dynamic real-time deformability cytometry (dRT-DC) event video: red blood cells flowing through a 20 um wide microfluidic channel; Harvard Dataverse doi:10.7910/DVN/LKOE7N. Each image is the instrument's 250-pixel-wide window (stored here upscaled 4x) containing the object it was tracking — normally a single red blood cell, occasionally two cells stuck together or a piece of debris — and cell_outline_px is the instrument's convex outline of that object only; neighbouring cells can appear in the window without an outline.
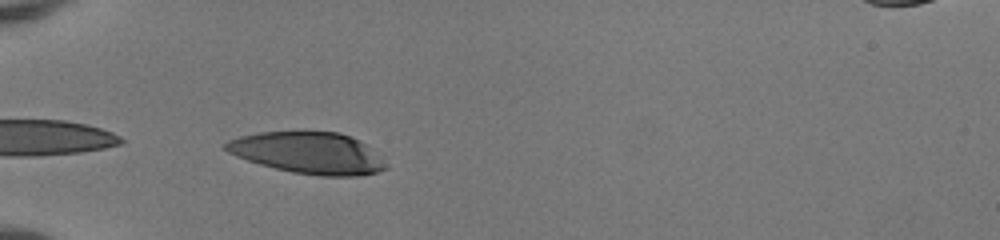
{"species": "human", "species_latin": "Homo sapiens", "temperature_condition": "room temperature", "stored_images_in_passage": 33, "camera_frame_rate_fps": 3000, "um_per_image_px": 0.085, "donor": {"sex": "female"}, "frame": {"image": 1, "passage_image": 1, "time_ms": 0.0, "image_size_px": [1000, 240], "cell_outline_px": [[388, 168], [376, 172], [360, 176], [320, 176], [292, 172], [260, 164], [236, 156], [228, 152], [224, 148], [224, 144], [228, 140], [240, 136], [260, 132], [340, 132], [352, 136], [360, 140]], "centroid_in_image_um": [26.15, 13.0], "position_along_channel_um": 58.8, "area_um2": 38.26}}
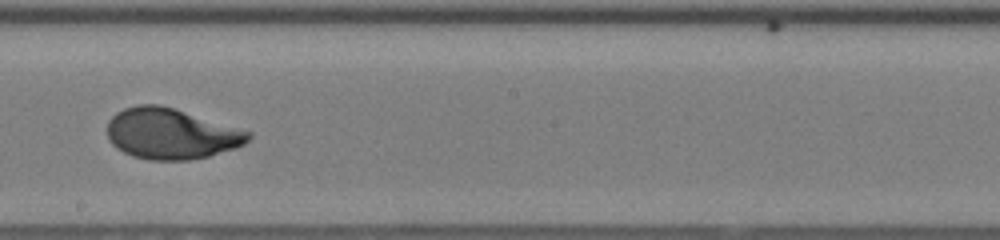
{"frame": {"image": 2, "passage_image": 15, "time_ms": 4.667, "image_size_px": [1000, 240], "cell_outline_px": [[252, 136], [244, 144], [236, 148], [208, 156], [192, 160], [148, 160], [132, 156], [116, 148], [108, 140], [108, 120], [116, 112], [124, 108], [136, 104], [160, 104], [252, 132]], "centroid_in_image_um": [14.52, 11.37], "position_along_channel_um": 233.7, "area_um2": 41.85}}
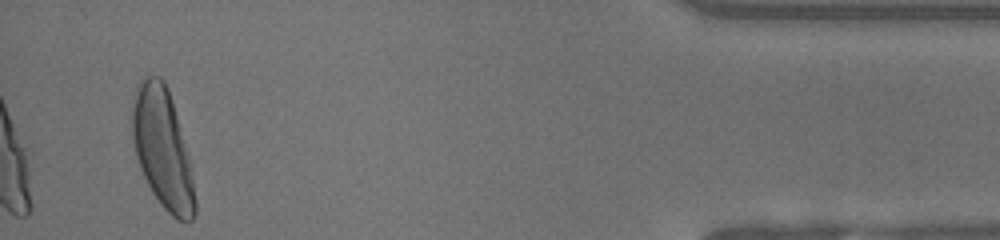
{"frame": {"image": 3, "passage_image": 33, "time_ms": 10.667, "image_size_px": [1000, 240], "cell_outline_px": [[196, 212], [192, 220], [176, 220], [160, 204], [152, 192], [140, 168], [136, 156], [132, 140], [132, 108], [136, 84], [144, 76], [160, 76], [164, 80], [168, 88], [188, 156], [196, 200]], "centroid_in_image_um": [13.79, 12.61], "position_along_channel_um": 421.4, "area_um2": 43.41}, "authors_computed_cell_mechanics": {"area_um2": 41.1536, "velocity_mm_per_s": 4.0893, "shape_relaxation_time_tau1_ms": 4.5292, "shape_relaxation_time_tau2_ms": null, "deformation_change_tau1": 0.2377, "deformation_change_tau2": null}}